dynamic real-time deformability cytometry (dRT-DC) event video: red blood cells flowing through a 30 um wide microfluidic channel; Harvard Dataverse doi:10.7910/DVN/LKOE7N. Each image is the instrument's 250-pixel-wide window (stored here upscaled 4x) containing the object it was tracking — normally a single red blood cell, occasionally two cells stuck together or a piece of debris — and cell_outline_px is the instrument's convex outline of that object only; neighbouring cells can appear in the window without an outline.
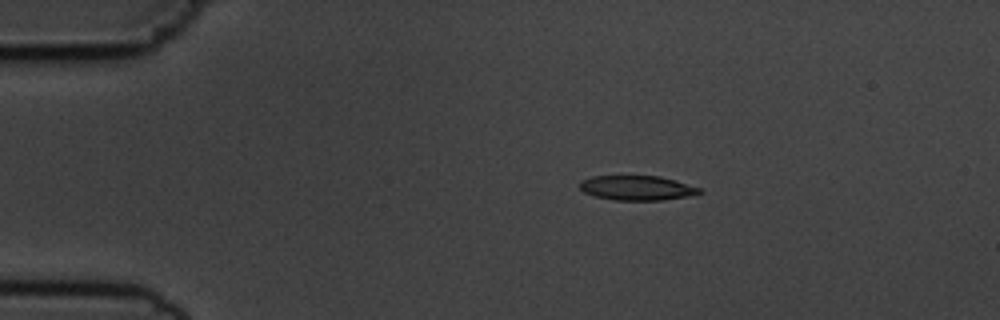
{"species": "common noctule bat (a hibernating species)", "species_latin": "Nyctalus noctula", "temperature_condition": "cold", "stored_images_in_passage": 6, "camera_frame_rate_fps": 3000, "um_per_image_px": 0.085, "animal": {"sex": "male", "body_mass_g": 19.5, "forearm_length_mm": 54.6}, "frame": {"image": 1, "passage_image": 2, "time_ms": 1.0, "image_size_px": [1000, 320], "cell_outline_px": [[704, 192], [688, 196], [664, 200], [616, 200], [596, 196], [584, 192], [580, 188], [580, 180], [592, 176], [660, 176], [700, 188]], "centroid_in_image_um": [54.14, 15.97], "position_along_channel_um": 30.9, "area_um2": 17.05}}
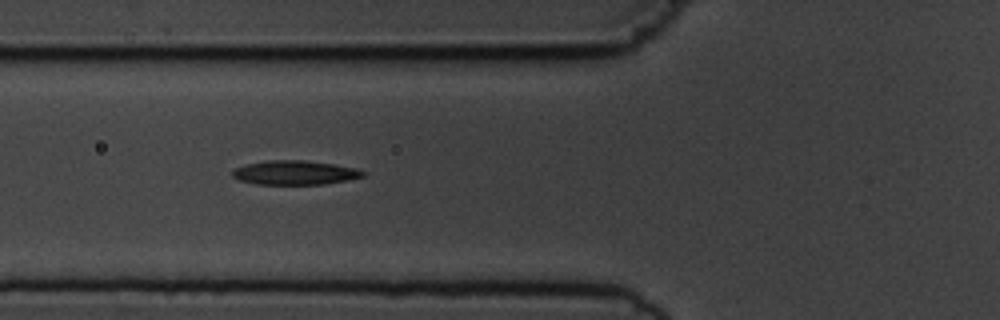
{"frame": {"image": 2, "passage_image": 5, "time_ms": 4.333, "image_size_px": [1000, 320], "cell_outline_px": [[364, 176], [348, 180], [324, 184], [256, 184], [236, 180], [232, 176], [232, 172], [236, 168], [248, 164], [268, 160], [304, 160], [332, 164], [356, 168], [364, 172]], "centroid_in_image_um": [25.04, 14.68], "position_along_channel_um": 100.8, "area_um2": 18.26}}
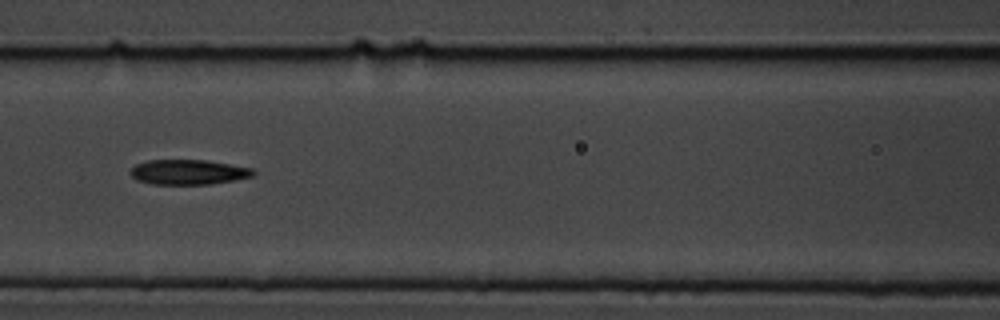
{"frame": {"image": 3, "passage_image": 6, "time_ms": 5.667, "image_size_px": [1000, 320], "cell_outline_px": [[256, 172], [252, 176], [232, 180], [208, 184], [152, 184], [136, 180], [128, 172], [136, 164], [148, 160], [208, 160], [252, 168]], "centroid_in_image_um": [15.98, 14.62], "position_along_channel_um": 150.6, "area_um2": 17.8}}